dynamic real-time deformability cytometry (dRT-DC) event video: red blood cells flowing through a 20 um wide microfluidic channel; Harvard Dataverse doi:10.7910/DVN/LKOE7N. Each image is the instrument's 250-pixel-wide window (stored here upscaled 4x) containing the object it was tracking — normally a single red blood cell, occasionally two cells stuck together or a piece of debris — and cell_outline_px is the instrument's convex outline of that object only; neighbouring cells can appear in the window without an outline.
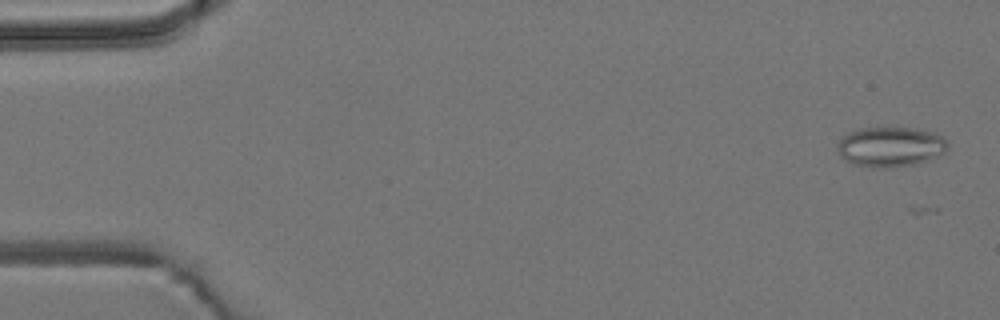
{"species": "common noctule bat (a hibernating species)", "species_latin": "Nyctalus noctula", "temperature_condition": "room temperature", "stored_images_in_passage": 3, "camera_frame_rate_fps": 3000, "um_per_image_px": 0.085, "animal": {"sex": "male", "body_mass_g": 19.2, "forearm_length_mm": 51.8}, "frame": {"image": 1, "passage_image": 2, "time_ms": 0.333, "image_size_px": [1000, 320], "cell_outline_px": [[948, 148], [940, 156], [920, 164], [888, 168], [872, 168], [852, 164], [844, 160], [840, 156], [836, 148], [836, 144], [840, 136], [848, 132], [860, 128], [896, 124], [936, 132], [944, 136], [948, 144]], "centroid_in_image_um": [75.69, 12.44], "position_along_channel_um": 9.3, "area_um2": 27.4}}